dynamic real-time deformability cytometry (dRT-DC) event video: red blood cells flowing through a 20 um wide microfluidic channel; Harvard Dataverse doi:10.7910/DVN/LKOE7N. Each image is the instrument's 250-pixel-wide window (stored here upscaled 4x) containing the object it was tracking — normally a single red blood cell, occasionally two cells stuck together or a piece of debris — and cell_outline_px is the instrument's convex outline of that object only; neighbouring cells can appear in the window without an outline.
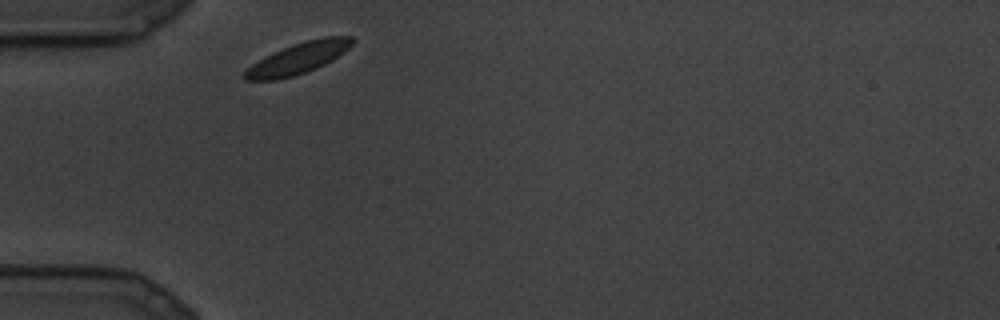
{"species": "common noctule bat (a hibernating species)", "species_latin": "Nyctalus noctula", "temperature_condition": "cold", "stored_images_in_passage": 16, "camera_frame_rate_fps": 3000, "um_per_image_px": 0.085, "animal": {"sex": "male", "body_mass_g": 19.5, "forearm_length_mm": 54.6}, "frame": {"image": 1, "passage_image": 1, "time_ms": 0.0, "image_size_px": [1000, 320], "cell_outline_px": [[356, 40], [344, 52], [332, 60], [316, 68], [292, 76], [276, 80], [244, 80], [240, 76], [252, 64], [292, 44], [304, 40], [324, 36], [352, 36]], "centroid_in_image_um": [25.37, 4.94], "position_along_channel_um": 59.6, "area_um2": 19.31}}
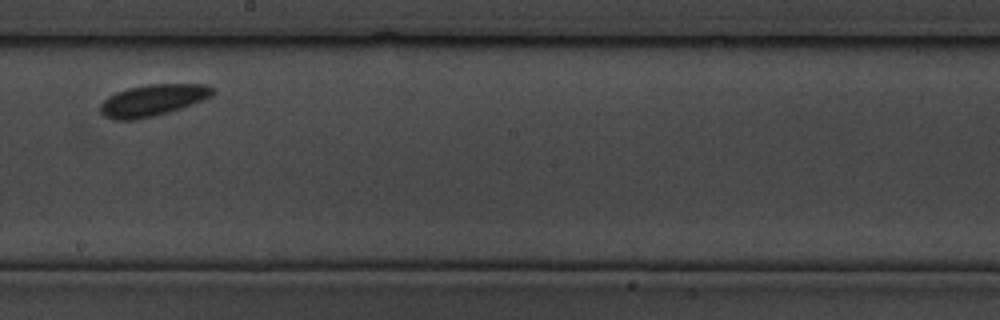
{"frame": {"image": 2, "passage_image": 9, "time_ms": 2.667, "image_size_px": [1000, 320], "cell_outline_px": [[216, 92], [212, 96], [192, 104], [168, 112], [136, 120], [112, 120], [104, 116], [100, 112], [100, 104], [108, 96], [116, 92], [128, 88], [148, 84], [204, 84], [216, 88]], "centroid_in_image_um": [12.98, 8.52], "position_along_channel_um": 235.2, "area_um2": 20.75}}
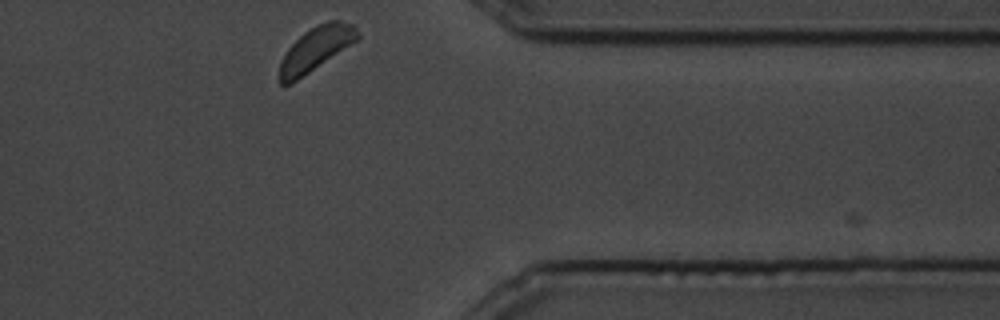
{"frame": {"image": 3, "passage_image": 16, "time_ms": 5.0, "image_size_px": [1000, 320], "cell_outline_px": [[360, 36], [356, 40], [292, 84], [280, 84], [276, 76], [280, 60], [288, 48], [304, 32], [316, 24], [328, 20], [340, 20], [356, 24]], "centroid_in_image_um": [26.8, 4.16], "position_along_channel_um": 384.6, "area_um2": 20.17}}